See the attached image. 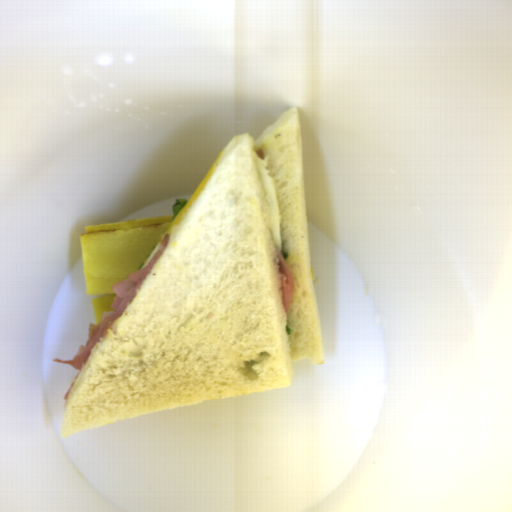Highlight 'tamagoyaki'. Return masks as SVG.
<instances>
[{
    "label": "tamagoyaki",
    "mask_w": 512,
    "mask_h": 512,
    "mask_svg": "<svg viewBox=\"0 0 512 512\" xmlns=\"http://www.w3.org/2000/svg\"><path fill=\"white\" fill-rule=\"evenodd\" d=\"M172 221L173 215L84 227L79 234L81 262L95 326L104 311L114 310L112 286L139 270Z\"/></svg>",
    "instance_id": "81b7327e"
}]
</instances>
